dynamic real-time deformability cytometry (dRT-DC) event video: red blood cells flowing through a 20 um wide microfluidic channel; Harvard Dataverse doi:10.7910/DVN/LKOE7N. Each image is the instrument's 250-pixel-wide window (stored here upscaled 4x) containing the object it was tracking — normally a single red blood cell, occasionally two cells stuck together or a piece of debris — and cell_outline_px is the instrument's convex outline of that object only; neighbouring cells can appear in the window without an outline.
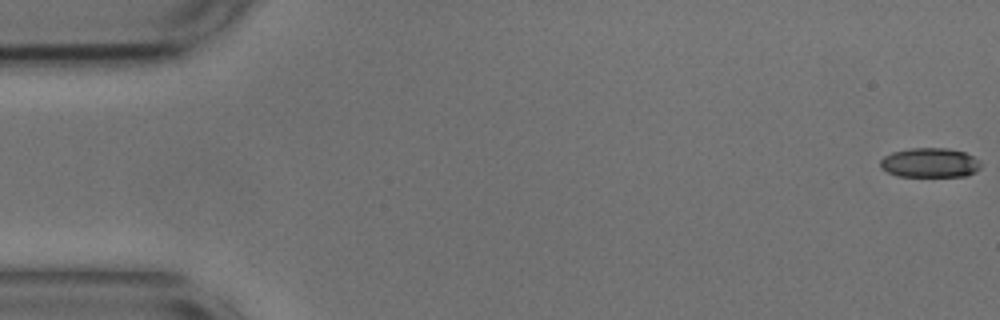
{"species": "common noctule bat (a hibernating species)", "species_latin": "Nyctalus noctula", "temperature_condition": "cold", "stored_images_in_passage": 55, "camera_frame_rate_fps": 3000, "um_per_image_px": 0.085, "animal": {"sex": "male", "body_mass_g": 17.9, "forearm_length_mm": 54.2}, "frame": {"image": 1, "passage_image": 1, "time_ms": 0.0, "image_size_px": [1000, 320], "cell_outline_px": [[980, 168], [976, 172], [968, 176], [896, 176], [880, 168], [880, 160], [884, 156], [892, 152], [912, 148], [948, 148], [964, 152], [980, 160]], "centroid_in_image_um": [79.04, 13.83], "position_along_channel_um": 6.0, "area_um2": 17.4}}
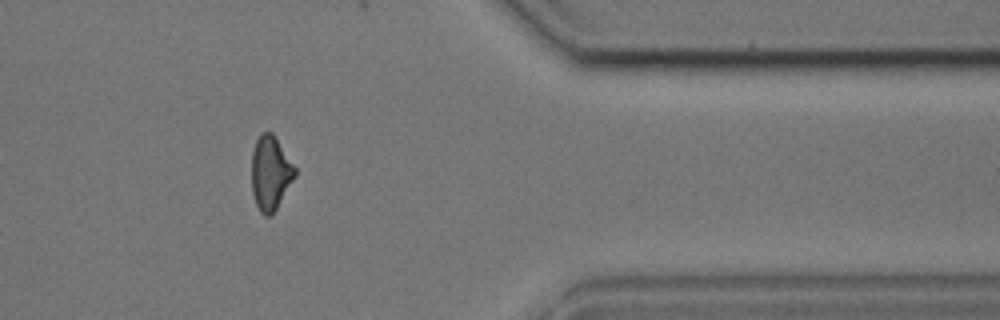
{"frame": {"image": 2, "passage_image": 45, "time_ms": 14.667, "image_size_px": [1000, 320], "cell_outline_px": [[296, 176], [272, 216], [264, 216], [260, 212], [256, 204], [252, 192], [252, 152], [256, 140], [260, 132], [272, 132], [276, 136], [296, 168]], "centroid_in_image_um": [22.99, 14.7], "position_along_channel_um": 388.4, "area_um2": 18.96}}
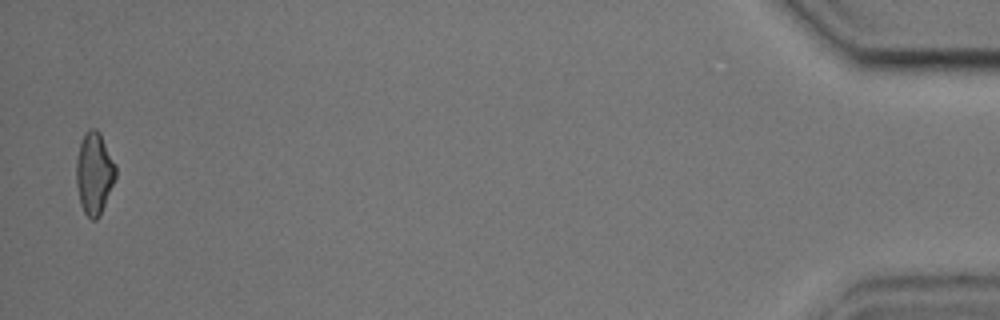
{"frame": {"image": 3, "passage_image": 54, "time_ms": 17.667, "image_size_px": [1000, 320], "cell_outline_px": [[116, 176], [100, 216], [96, 220], [92, 220], [84, 212], [80, 204], [76, 184], [76, 160], [80, 140], [84, 132], [88, 128], [96, 128], [100, 132], [116, 164]], "centroid_in_image_um": [8.0, 14.69], "position_along_channel_um": 427.2, "area_um2": 19.13}, "authors_computed_cell_mechanics": {"area_um2": 19.074, "velocity_mm_per_s": 3.6609, "shape_relaxation_time_tau1_ms": null, "shape_relaxation_time_tau2_ms": 3.4648, "deformation_change_tau1": null, "deformation_change_tau2": 0.1117}}